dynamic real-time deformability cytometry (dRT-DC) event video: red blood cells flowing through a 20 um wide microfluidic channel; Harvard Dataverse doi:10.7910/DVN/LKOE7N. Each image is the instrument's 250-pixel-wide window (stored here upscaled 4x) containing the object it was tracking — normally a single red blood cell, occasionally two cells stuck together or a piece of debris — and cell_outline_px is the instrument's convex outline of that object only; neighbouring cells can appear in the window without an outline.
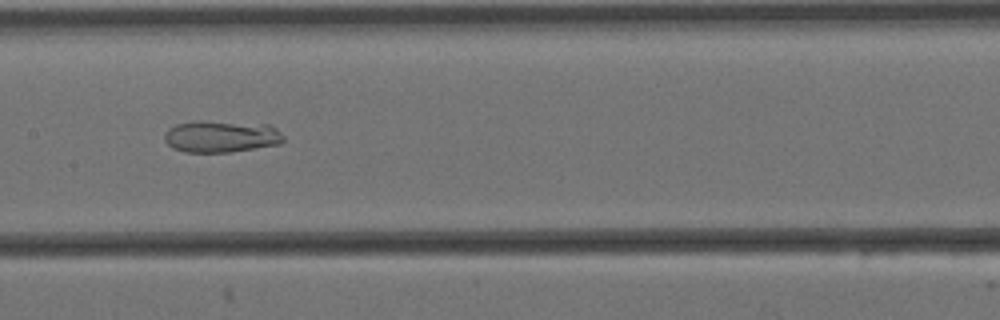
{"species": "Egyptian fruit bat (a non-hibernating species)", "species_latin": "Rousettus aegyptiacus", "temperature_condition": "cold", "stored_images_in_passage": 5, "camera_frame_rate_fps": 3000, "um_per_image_px": 0.085, "animal": {"sex": "female"}, "frame": {"image": 1, "passage_image": 4, "time_ms": 1.0, "image_size_px": [1000, 320], "cell_outline_px": [[284, 140], [280, 144], [232, 152], [184, 152], [172, 148], [164, 140], [164, 136], [168, 128], [176, 124], [192, 120], [200, 120], [268, 124], [276, 128], [284, 136]], "centroid_in_image_um": [18.79, 11.59], "position_along_channel_um": 188.6, "area_um2": 22.48}}
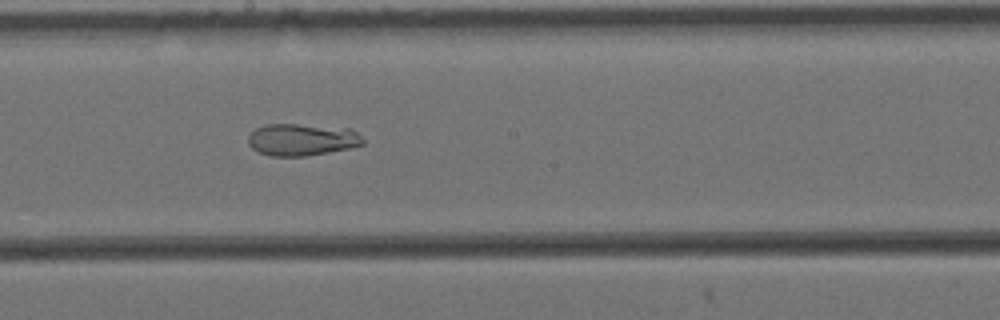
{"frame": {"image": 2, "passage_image": 5, "time_ms": 1.333, "image_size_px": [1000, 320], "cell_outline_px": [[364, 144], [348, 148], [308, 156], [272, 156], [260, 152], [252, 148], [248, 144], [248, 136], [256, 128], [268, 124], [296, 124], [352, 128], [364, 140]], "centroid_in_image_um": [25.67, 11.86], "position_along_channel_um": 222.5, "area_um2": 21.39}}